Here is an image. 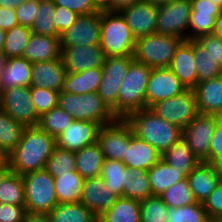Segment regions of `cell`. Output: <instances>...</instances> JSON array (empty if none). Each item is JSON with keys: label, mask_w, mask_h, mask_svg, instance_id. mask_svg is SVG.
<instances>
[{"label": "cell", "mask_w": 222, "mask_h": 222, "mask_svg": "<svg viewBox=\"0 0 222 222\" xmlns=\"http://www.w3.org/2000/svg\"><path fill=\"white\" fill-rule=\"evenodd\" d=\"M56 147L55 138L38 126L26 127L18 146L9 154L11 172L24 175L45 168Z\"/></svg>", "instance_id": "cell-1"}, {"label": "cell", "mask_w": 222, "mask_h": 222, "mask_svg": "<svg viewBox=\"0 0 222 222\" xmlns=\"http://www.w3.org/2000/svg\"><path fill=\"white\" fill-rule=\"evenodd\" d=\"M124 119L136 137L148 142L161 154L183 137L182 128L157 116L149 108L133 111Z\"/></svg>", "instance_id": "cell-2"}, {"label": "cell", "mask_w": 222, "mask_h": 222, "mask_svg": "<svg viewBox=\"0 0 222 222\" xmlns=\"http://www.w3.org/2000/svg\"><path fill=\"white\" fill-rule=\"evenodd\" d=\"M136 38L120 12L101 10L99 45L106 57L133 56Z\"/></svg>", "instance_id": "cell-3"}, {"label": "cell", "mask_w": 222, "mask_h": 222, "mask_svg": "<svg viewBox=\"0 0 222 222\" xmlns=\"http://www.w3.org/2000/svg\"><path fill=\"white\" fill-rule=\"evenodd\" d=\"M57 106L71 115L74 120L92 121L101 126L111 124L118 119L97 92L80 95L59 92Z\"/></svg>", "instance_id": "cell-4"}, {"label": "cell", "mask_w": 222, "mask_h": 222, "mask_svg": "<svg viewBox=\"0 0 222 222\" xmlns=\"http://www.w3.org/2000/svg\"><path fill=\"white\" fill-rule=\"evenodd\" d=\"M152 68L134 60L127 71L117 96V118L124 119L133 111L146 109L145 91Z\"/></svg>", "instance_id": "cell-5"}, {"label": "cell", "mask_w": 222, "mask_h": 222, "mask_svg": "<svg viewBox=\"0 0 222 222\" xmlns=\"http://www.w3.org/2000/svg\"><path fill=\"white\" fill-rule=\"evenodd\" d=\"M183 40L172 35L149 34L136 39L133 58L150 68H169L176 48Z\"/></svg>", "instance_id": "cell-6"}, {"label": "cell", "mask_w": 222, "mask_h": 222, "mask_svg": "<svg viewBox=\"0 0 222 222\" xmlns=\"http://www.w3.org/2000/svg\"><path fill=\"white\" fill-rule=\"evenodd\" d=\"M27 212L49 213L57 204L54 177L45 169L22 175Z\"/></svg>", "instance_id": "cell-7"}, {"label": "cell", "mask_w": 222, "mask_h": 222, "mask_svg": "<svg viewBox=\"0 0 222 222\" xmlns=\"http://www.w3.org/2000/svg\"><path fill=\"white\" fill-rule=\"evenodd\" d=\"M133 56L106 57L101 67L102 79L97 93L117 117V96Z\"/></svg>", "instance_id": "cell-8"}, {"label": "cell", "mask_w": 222, "mask_h": 222, "mask_svg": "<svg viewBox=\"0 0 222 222\" xmlns=\"http://www.w3.org/2000/svg\"><path fill=\"white\" fill-rule=\"evenodd\" d=\"M149 109L157 116L182 129L199 113L193 89H186L179 95L158 101Z\"/></svg>", "instance_id": "cell-9"}, {"label": "cell", "mask_w": 222, "mask_h": 222, "mask_svg": "<svg viewBox=\"0 0 222 222\" xmlns=\"http://www.w3.org/2000/svg\"><path fill=\"white\" fill-rule=\"evenodd\" d=\"M190 0H174L158 6L156 33L188 40Z\"/></svg>", "instance_id": "cell-10"}, {"label": "cell", "mask_w": 222, "mask_h": 222, "mask_svg": "<svg viewBox=\"0 0 222 222\" xmlns=\"http://www.w3.org/2000/svg\"><path fill=\"white\" fill-rule=\"evenodd\" d=\"M31 100L30 86L0 91V109L25 127L38 126L40 119Z\"/></svg>", "instance_id": "cell-11"}, {"label": "cell", "mask_w": 222, "mask_h": 222, "mask_svg": "<svg viewBox=\"0 0 222 222\" xmlns=\"http://www.w3.org/2000/svg\"><path fill=\"white\" fill-rule=\"evenodd\" d=\"M215 125L216 115L199 112L183 129L184 140L200 162L208 163V153Z\"/></svg>", "instance_id": "cell-12"}, {"label": "cell", "mask_w": 222, "mask_h": 222, "mask_svg": "<svg viewBox=\"0 0 222 222\" xmlns=\"http://www.w3.org/2000/svg\"><path fill=\"white\" fill-rule=\"evenodd\" d=\"M101 11L79 15L74 24L60 35L61 48L99 45Z\"/></svg>", "instance_id": "cell-13"}, {"label": "cell", "mask_w": 222, "mask_h": 222, "mask_svg": "<svg viewBox=\"0 0 222 222\" xmlns=\"http://www.w3.org/2000/svg\"><path fill=\"white\" fill-rule=\"evenodd\" d=\"M186 88L169 68H153L145 91L146 108L158 101L169 99Z\"/></svg>", "instance_id": "cell-14"}, {"label": "cell", "mask_w": 222, "mask_h": 222, "mask_svg": "<svg viewBox=\"0 0 222 222\" xmlns=\"http://www.w3.org/2000/svg\"><path fill=\"white\" fill-rule=\"evenodd\" d=\"M130 140V125L125 119L118 118L115 122L101 126L97 142L105 159L123 161L126 143Z\"/></svg>", "instance_id": "cell-15"}, {"label": "cell", "mask_w": 222, "mask_h": 222, "mask_svg": "<svg viewBox=\"0 0 222 222\" xmlns=\"http://www.w3.org/2000/svg\"><path fill=\"white\" fill-rule=\"evenodd\" d=\"M101 125L92 121L73 120L66 129L55 138L56 147L69 151H78L97 141Z\"/></svg>", "instance_id": "cell-16"}, {"label": "cell", "mask_w": 222, "mask_h": 222, "mask_svg": "<svg viewBox=\"0 0 222 222\" xmlns=\"http://www.w3.org/2000/svg\"><path fill=\"white\" fill-rule=\"evenodd\" d=\"M61 58L67 73H76L91 68H101L105 54L100 45L61 48Z\"/></svg>", "instance_id": "cell-17"}, {"label": "cell", "mask_w": 222, "mask_h": 222, "mask_svg": "<svg viewBox=\"0 0 222 222\" xmlns=\"http://www.w3.org/2000/svg\"><path fill=\"white\" fill-rule=\"evenodd\" d=\"M120 13L136 39L156 32L158 5L141 1L124 8Z\"/></svg>", "instance_id": "cell-18"}, {"label": "cell", "mask_w": 222, "mask_h": 222, "mask_svg": "<svg viewBox=\"0 0 222 222\" xmlns=\"http://www.w3.org/2000/svg\"><path fill=\"white\" fill-rule=\"evenodd\" d=\"M118 198L119 196L105 185L103 178L98 176L84 179L79 202L98 217L108 210Z\"/></svg>", "instance_id": "cell-19"}, {"label": "cell", "mask_w": 222, "mask_h": 222, "mask_svg": "<svg viewBox=\"0 0 222 222\" xmlns=\"http://www.w3.org/2000/svg\"><path fill=\"white\" fill-rule=\"evenodd\" d=\"M190 2L188 40H195L198 36L212 33L215 18L222 12V8L211 0H190Z\"/></svg>", "instance_id": "cell-20"}, {"label": "cell", "mask_w": 222, "mask_h": 222, "mask_svg": "<svg viewBox=\"0 0 222 222\" xmlns=\"http://www.w3.org/2000/svg\"><path fill=\"white\" fill-rule=\"evenodd\" d=\"M66 73L62 58L32 63L30 87L60 92Z\"/></svg>", "instance_id": "cell-21"}, {"label": "cell", "mask_w": 222, "mask_h": 222, "mask_svg": "<svg viewBox=\"0 0 222 222\" xmlns=\"http://www.w3.org/2000/svg\"><path fill=\"white\" fill-rule=\"evenodd\" d=\"M197 202H203L222 181V172L215 165L200 162L187 176Z\"/></svg>", "instance_id": "cell-22"}, {"label": "cell", "mask_w": 222, "mask_h": 222, "mask_svg": "<svg viewBox=\"0 0 222 222\" xmlns=\"http://www.w3.org/2000/svg\"><path fill=\"white\" fill-rule=\"evenodd\" d=\"M161 156L156 148L136 137L130 127V140L126 143L125 157L122 161L126 167L148 171L161 159Z\"/></svg>", "instance_id": "cell-23"}, {"label": "cell", "mask_w": 222, "mask_h": 222, "mask_svg": "<svg viewBox=\"0 0 222 222\" xmlns=\"http://www.w3.org/2000/svg\"><path fill=\"white\" fill-rule=\"evenodd\" d=\"M194 63L193 40L182 41L176 48L169 69L186 89H193L197 85V71Z\"/></svg>", "instance_id": "cell-24"}, {"label": "cell", "mask_w": 222, "mask_h": 222, "mask_svg": "<svg viewBox=\"0 0 222 222\" xmlns=\"http://www.w3.org/2000/svg\"><path fill=\"white\" fill-rule=\"evenodd\" d=\"M193 91L200 113L211 115L222 113V75L198 82Z\"/></svg>", "instance_id": "cell-25"}, {"label": "cell", "mask_w": 222, "mask_h": 222, "mask_svg": "<svg viewBox=\"0 0 222 222\" xmlns=\"http://www.w3.org/2000/svg\"><path fill=\"white\" fill-rule=\"evenodd\" d=\"M60 37L32 33L22 57L31 63L61 58Z\"/></svg>", "instance_id": "cell-26"}, {"label": "cell", "mask_w": 222, "mask_h": 222, "mask_svg": "<svg viewBox=\"0 0 222 222\" xmlns=\"http://www.w3.org/2000/svg\"><path fill=\"white\" fill-rule=\"evenodd\" d=\"M32 63L24 57L8 58L5 68L0 73V91L14 87L30 86Z\"/></svg>", "instance_id": "cell-27"}, {"label": "cell", "mask_w": 222, "mask_h": 222, "mask_svg": "<svg viewBox=\"0 0 222 222\" xmlns=\"http://www.w3.org/2000/svg\"><path fill=\"white\" fill-rule=\"evenodd\" d=\"M101 79V68H91L76 73H66L60 92L72 93L74 95L97 92Z\"/></svg>", "instance_id": "cell-28"}, {"label": "cell", "mask_w": 222, "mask_h": 222, "mask_svg": "<svg viewBox=\"0 0 222 222\" xmlns=\"http://www.w3.org/2000/svg\"><path fill=\"white\" fill-rule=\"evenodd\" d=\"M104 160V154L97 141L75 152L76 171L83 179L98 177Z\"/></svg>", "instance_id": "cell-29"}, {"label": "cell", "mask_w": 222, "mask_h": 222, "mask_svg": "<svg viewBox=\"0 0 222 222\" xmlns=\"http://www.w3.org/2000/svg\"><path fill=\"white\" fill-rule=\"evenodd\" d=\"M153 196L147 171L125 167L122 197L143 201Z\"/></svg>", "instance_id": "cell-30"}, {"label": "cell", "mask_w": 222, "mask_h": 222, "mask_svg": "<svg viewBox=\"0 0 222 222\" xmlns=\"http://www.w3.org/2000/svg\"><path fill=\"white\" fill-rule=\"evenodd\" d=\"M161 159L178 170L185 177H187L193 168L200 163L183 137L165 151Z\"/></svg>", "instance_id": "cell-31"}, {"label": "cell", "mask_w": 222, "mask_h": 222, "mask_svg": "<svg viewBox=\"0 0 222 222\" xmlns=\"http://www.w3.org/2000/svg\"><path fill=\"white\" fill-rule=\"evenodd\" d=\"M98 222H140V201L119 197L97 217Z\"/></svg>", "instance_id": "cell-32"}, {"label": "cell", "mask_w": 222, "mask_h": 222, "mask_svg": "<svg viewBox=\"0 0 222 222\" xmlns=\"http://www.w3.org/2000/svg\"><path fill=\"white\" fill-rule=\"evenodd\" d=\"M147 173L153 196H160L167 188L186 178L163 159H160Z\"/></svg>", "instance_id": "cell-33"}, {"label": "cell", "mask_w": 222, "mask_h": 222, "mask_svg": "<svg viewBox=\"0 0 222 222\" xmlns=\"http://www.w3.org/2000/svg\"><path fill=\"white\" fill-rule=\"evenodd\" d=\"M84 179L77 171L59 174L54 178L55 195L58 203L79 202Z\"/></svg>", "instance_id": "cell-34"}, {"label": "cell", "mask_w": 222, "mask_h": 222, "mask_svg": "<svg viewBox=\"0 0 222 222\" xmlns=\"http://www.w3.org/2000/svg\"><path fill=\"white\" fill-rule=\"evenodd\" d=\"M49 214L52 222H98L97 216L81 202L58 203Z\"/></svg>", "instance_id": "cell-35"}, {"label": "cell", "mask_w": 222, "mask_h": 222, "mask_svg": "<svg viewBox=\"0 0 222 222\" xmlns=\"http://www.w3.org/2000/svg\"><path fill=\"white\" fill-rule=\"evenodd\" d=\"M25 128L0 109V145L9 154L18 146Z\"/></svg>", "instance_id": "cell-36"}, {"label": "cell", "mask_w": 222, "mask_h": 222, "mask_svg": "<svg viewBox=\"0 0 222 222\" xmlns=\"http://www.w3.org/2000/svg\"><path fill=\"white\" fill-rule=\"evenodd\" d=\"M193 53L197 71V83L222 75V67L216 64L209 52L193 40Z\"/></svg>", "instance_id": "cell-37"}, {"label": "cell", "mask_w": 222, "mask_h": 222, "mask_svg": "<svg viewBox=\"0 0 222 222\" xmlns=\"http://www.w3.org/2000/svg\"><path fill=\"white\" fill-rule=\"evenodd\" d=\"M32 34L31 28L17 25L5 31L3 54L7 58L22 57L23 50Z\"/></svg>", "instance_id": "cell-38"}, {"label": "cell", "mask_w": 222, "mask_h": 222, "mask_svg": "<svg viewBox=\"0 0 222 222\" xmlns=\"http://www.w3.org/2000/svg\"><path fill=\"white\" fill-rule=\"evenodd\" d=\"M0 203L25 205L23 178L10 172L0 184Z\"/></svg>", "instance_id": "cell-39"}, {"label": "cell", "mask_w": 222, "mask_h": 222, "mask_svg": "<svg viewBox=\"0 0 222 222\" xmlns=\"http://www.w3.org/2000/svg\"><path fill=\"white\" fill-rule=\"evenodd\" d=\"M73 120L71 115L57 106L40 116L38 127L56 138Z\"/></svg>", "instance_id": "cell-40"}, {"label": "cell", "mask_w": 222, "mask_h": 222, "mask_svg": "<svg viewBox=\"0 0 222 222\" xmlns=\"http://www.w3.org/2000/svg\"><path fill=\"white\" fill-rule=\"evenodd\" d=\"M160 197L169 208L182 207L197 202L187 177L167 188Z\"/></svg>", "instance_id": "cell-41"}, {"label": "cell", "mask_w": 222, "mask_h": 222, "mask_svg": "<svg viewBox=\"0 0 222 222\" xmlns=\"http://www.w3.org/2000/svg\"><path fill=\"white\" fill-rule=\"evenodd\" d=\"M55 3L48 0L39 4L38 15L34 20L31 31L38 35L60 37L54 26Z\"/></svg>", "instance_id": "cell-42"}, {"label": "cell", "mask_w": 222, "mask_h": 222, "mask_svg": "<svg viewBox=\"0 0 222 222\" xmlns=\"http://www.w3.org/2000/svg\"><path fill=\"white\" fill-rule=\"evenodd\" d=\"M125 167L122 161L105 159L99 175L105 181V185L119 197H122Z\"/></svg>", "instance_id": "cell-43"}, {"label": "cell", "mask_w": 222, "mask_h": 222, "mask_svg": "<svg viewBox=\"0 0 222 222\" xmlns=\"http://www.w3.org/2000/svg\"><path fill=\"white\" fill-rule=\"evenodd\" d=\"M45 169L55 178L59 174L76 171L75 152L55 147L46 162Z\"/></svg>", "instance_id": "cell-44"}, {"label": "cell", "mask_w": 222, "mask_h": 222, "mask_svg": "<svg viewBox=\"0 0 222 222\" xmlns=\"http://www.w3.org/2000/svg\"><path fill=\"white\" fill-rule=\"evenodd\" d=\"M169 207L160 196L140 201V222H168Z\"/></svg>", "instance_id": "cell-45"}, {"label": "cell", "mask_w": 222, "mask_h": 222, "mask_svg": "<svg viewBox=\"0 0 222 222\" xmlns=\"http://www.w3.org/2000/svg\"><path fill=\"white\" fill-rule=\"evenodd\" d=\"M208 220L201 202L168 209V222H208Z\"/></svg>", "instance_id": "cell-46"}, {"label": "cell", "mask_w": 222, "mask_h": 222, "mask_svg": "<svg viewBox=\"0 0 222 222\" xmlns=\"http://www.w3.org/2000/svg\"><path fill=\"white\" fill-rule=\"evenodd\" d=\"M31 101L39 116L57 107L59 92L44 88L30 87Z\"/></svg>", "instance_id": "cell-47"}, {"label": "cell", "mask_w": 222, "mask_h": 222, "mask_svg": "<svg viewBox=\"0 0 222 222\" xmlns=\"http://www.w3.org/2000/svg\"><path fill=\"white\" fill-rule=\"evenodd\" d=\"M208 163L215 165L222 172V113L216 115V125L211 138Z\"/></svg>", "instance_id": "cell-48"}, {"label": "cell", "mask_w": 222, "mask_h": 222, "mask_svg": "<svg viewBox=\"0 0 222 222\" xmlns=\"http://www.w3.org/2000/svg\"><path fill=\"white\" fill-rule=\"evenodd\" d=\"M202 203L209 219L222 218V181Z\"/></svg>", "instance_id": "cell-49"}, {"label": "cell", "mask_w": 222, "mask_h": 222, "mask_svg": "<svg viewBox=\"0 0 222 222\" xmlns=\"http://www.w3.org/2000/svg\"><path fill=\"white\" fill-rule=\"evenodd\" d=\"M195 41L211 54L216 64L222 67V39L213 34L198 36Z\"/></svg>", "instance_id": "cell-50"}, {"label": "cell", "mask_w": 222, "mask_h": 222, "mask_svg": "<svg viewBox=\"0 0 222 222\" xmlns=\"http://www.w3.org/2000/svg\"><path fill=\"white\" fill-rule=\"evenodd\" d=\"M39 4L25 0L15 8L19 25L31 28L38 15Z\"/></svg>", "instance_id": "cell-51"}, {"label": "cell", "mask_w": 222, "mask_h": 222, "mask_svg": "<svg viewBox=\"0 0 222 222\" xmlns=\"http://www.w3.org/2000/svg\"><path fill=\"white\" fill-rule=\"evenodd\" d=\"M54 26L61 35L69 29L78 18V14L62 6H56L54 12Z\"/></svg>", "instance_id": "cell-52"}, {"label": "cell", "mask_w": 222, "mask_h": 222, "mask_svg": "<svg viewBox=\"0 0 222 222\" xmlns=\"http://www.w3.org/2000/svg\"><path fill=\"white\" fill-rule=\"evenodd\" d=\"M56 6L65 7L78 15L101 11L93 0H52Z\"/></svg>", "instance_id": "cell-53"}, {"label": "cell", "mask_w": 222, "mask_h": 222, "mask_svg": "<svg viewBox=\"0 0 222 222\" xmlns=\"http://www.w3.org/2000/svg\"><path fill=\"white\" fill-rule=\"evenodd\" d=\"M26 215L25 205L0 203V222H24Z\"/></svg>", "instance_id": "cell-54"}, {"label": "cell", "mask_w": 222, "mask_h": 222, "mask_svg": "<svg viewBox=\"0 0 222 222\" xmlns=\"http://www.w3.org/2000/svg\"><path fill=\"white\" fill-rule=\"evenodd\" d=\"M19 25L15 9L0 7V28L4 31Z\"/></svg>", "instance_id": "cell-55"}, {"label": "cell", "mask_w": 222, "mask_h": 222, "mask_svg": "<svg viewBox=\"0 0 222 222\" xmlns=\"http://www.w3.org/2000/svg\"><path fill=\"white\" fill-rule=\"evenodd\" d=\"M24 222H52L49 213L27 212Z\"/></svg>", "instance_id": "cell-56"}, {"label": "cell", "mask_w": 222, "mask_h": 222, "mask_svg": "<svg viewBox=\"0 0 222 222\" xmlns=\"http://www.w3.org/2000/svg\"><path fill=\"white\" fill-rule=\"evenodd\" d=\"M143 0H114V3L110 6L108 10L114 12H120L124 8L130 7L135 3H139Z\"/></svg>", "instance_id": "cell-57"}, {"label": "cell", "mask_w": 222, "mask_h": 222, "mask_svg": "<svg viewBox=\"0 0 222 222\" xmlns=\"http://www.w3.org/2000/svg\"><path fill=\"white\" fill-rule=\"evenodd\" d=\"M211 34L222 39V12L215 18L214 28Z\"/></svg>", "instance_id": "cell-58"}, {"label": "cell", "mask_w": 222, "mask_h": 222, "mask_svg": "<svg viewBox=\"0 0 222 222\" xmlns=\"http://www.w3.org/2000/svg\"><path fill=\"white\" fill-rule=\"evenodd\" d=\"M25 0H0V7L7 9H15L20 6Z\"/></svg>", "instance_id": "cell-59"}, {"label": "cell", "mask_w": 222, "mask_h": 222, "mask_svg": "<svg viewBox=\"0 0 222 222\" xmlns=\"http://www.w3.org/2000/svg\"><path fill=\"white\" fill-rule=\"evenodd\" d=\"M0 167H10L9 153L0 145Z\"/></svg>", "instance_id": "cell-60"}, {"label": "cell", "mask_w": 222, "mask_h": 222, "mask_svg": "<svg viewBox=\"0 0 222 222\" xmlns=\"http://www.w3.org/2000/svg\"><path fill=\"white\" fill-rule=\"evenodd\" d=\"M93 1L100 10H108L110 6L114 3V0H93Z\"/></svg>", "instance_id": "cell-61"}, {"label": "cell", "mask_w": 222, "mask_h": 222, "mask_svg": "<svg viewBox=\"0 0 222 222\" xmlns=\"http://www.w3.org/2000/svg\"><path fill=\"white\" fill-rule=\"evenodd\" d=\"M11 172L10 167H0V184L4 180V178Z\"/></svg>", "instance_id": "cell-62"}, {"label": "cell", "mask_w": 222, "mask_h": 222, "mask_svg": "<svg viewBox=\"0 0 222 222\" xmlns=\"http://www.w3.org/2000/svg\"><path fill=\"white\" fill-rule=\"evenodd\" d=\"M143 1H146V2H149L151 4H155V5H162V4H166V3H170L174 0H143Z\"/></svg>", "instance_id": "cell-63"}, {"label": "cell", "mask_w": 222, "mask_h": 222, "mask_svg": "<svg viewBox=\"0 0 222 222\" xmlns=\"http://www.w3.org/2000/svg\"><path fill=\"white\" fill-rule=\"evenodd\" d=\"M7 59L8 58L2 52H0V73L5 68Z\"/></svg>", "instance_id": "cell-64"}, {"label": "cell", "mask_w": 222, "mask_h": 222, "mask_svg": "<svg viewBox=\"0 0 222 222\" xmlns=\"http://www.w3.org/2000/svg\"><path fill=\"white\" fill-rule=\"evenodd\" d=\"M4 42H5V31L0 28V52H3Z\"/></svg>", "instance_id": "cell-65"}, {"label": "cell", "mask_w": 222, "mask_h": 222, "mask_svg": "<svg viewBox=\"0 0 222 222\" xmlns=\"http://www.w3.org/2000/svg\"><path fill=\"white\" fill-rule=\"evenodd\" d=\"M214 4L220 6L222 8V0H211Z\"/></svg>", "instance_id": "cell-66"}, {"label": "cell", "mask_w": 222, "mask_h": 222, "mask_svg": "<svg viewBox=\"0 0 222 222\" xmlns=\"http://www.w3.org/2000/svg\"><path fill=\"white\" fill-rule=\"evenodd\" d=\"M28 1L40 4V3L48 1V0H28Z\"/></svg>", "instance_id": "cell-67"}, {"label": "cell", "mask_w": 222, "mask_h": 222, "mask_svg": "<svg viewBox=\"0 0 222 222\" xmlns=\"http://www.w3.org/2000/svg\"><path fill=\"white\" fill-rule=\"evenodd\" d=\"M208 222H222V218H219V219H209Z\"/></svg>", "instance_id": "cell-68"}]
</instances>
